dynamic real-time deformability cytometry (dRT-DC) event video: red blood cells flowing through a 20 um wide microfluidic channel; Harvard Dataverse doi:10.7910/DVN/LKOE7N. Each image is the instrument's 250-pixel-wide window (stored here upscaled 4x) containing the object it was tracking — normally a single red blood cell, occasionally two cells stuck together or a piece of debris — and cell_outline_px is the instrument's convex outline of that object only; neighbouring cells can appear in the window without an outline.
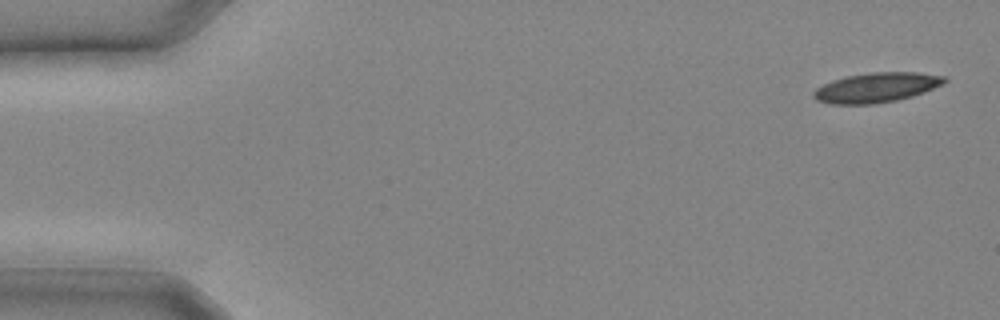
{"species": "common noctule bat (a hibernating species)", "species_latin": "Nyctalus noctula", "temperature_condition": "cold", "stored_images_in_passage": 8, "camera_frame_rate_fps": 3000, "um_per_image_px": 0.085, "animal": {"sex": "male", "body_mass_g": 20.4}, "frame": {"image": 1, "passage_image": 1, "time_ms": 0.0, "image_size_px": [1000, 320], "cell_outline_px": [[948, 80], [944, 84], [924, 92], [912, 96], [896, 100], [872, 104], [832, 104], [816, 100], [812, 96], [812, 92], [816, 88], [832, 80], [844, 76], [872, 72], [916, 72], [944, 76]], "centroid_in_image_um": [74.49, 7.43], "position_along_channel_um": 10.5, "area_um2": 22.77}}
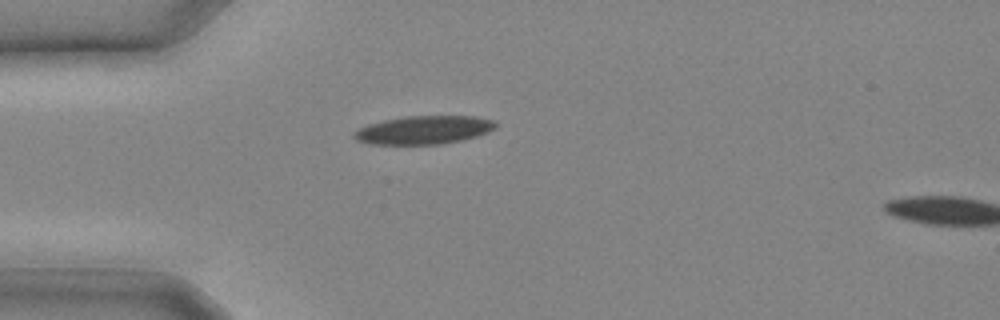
{"frame": {"image": 2, "passage_image": 7, "time_ms": 2.0, "image_size_px": [1000, 320], "cell_outline_px": [[496, 128], [488, 132], [476, 136], [460, 140], [440, 144], [368, 144], [356, 140], [352, 136], [352, 132], [368, 124], [384, 120], [408, 116], [476, 116], [496, 120]], "centroid_in_image_um": [36.02, 11.04], "position_along_channel_um": 49.0, "area_um2": 23.41}}